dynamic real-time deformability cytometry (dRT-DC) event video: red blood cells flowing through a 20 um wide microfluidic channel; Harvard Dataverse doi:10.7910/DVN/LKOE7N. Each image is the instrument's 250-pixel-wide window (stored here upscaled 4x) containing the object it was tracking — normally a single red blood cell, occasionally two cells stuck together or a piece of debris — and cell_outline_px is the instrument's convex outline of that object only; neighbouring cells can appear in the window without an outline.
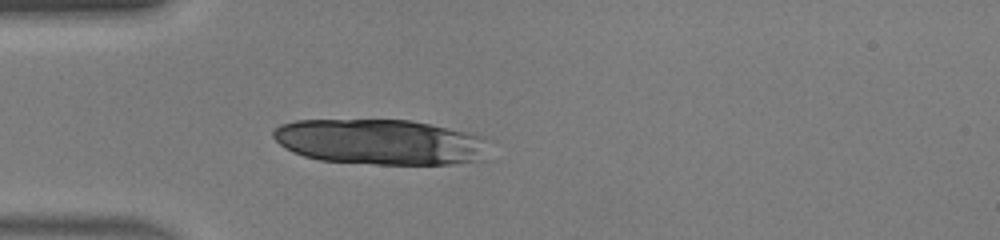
{"species": "human", "species_latin": "Homo sapiens", "temperature_condition": "warm", "stored_images_in_passage": 45, "camera_frame_rate_fps": 3000, "um_per_image_px": 0.085, "donor": {"sex": "male"}, "frame": {"image": 1, "passage_image": 13, "time_ms": 4.0, "image_size_px": [1000, 240], "cell_outline_px": [[484, 140], [480, 160], [452, 164], [376, 164], [320, 160], [304, 156], [292, 152], [284, 148], [272, 136], [272, 132], [280, 124], [296, 120], [408, 120], [472, 132], [484, 136]], "centroid_in_image_um": [32.25, 12.06], "position_along_channel_um": 52.8, "area_um2": 56.82}}
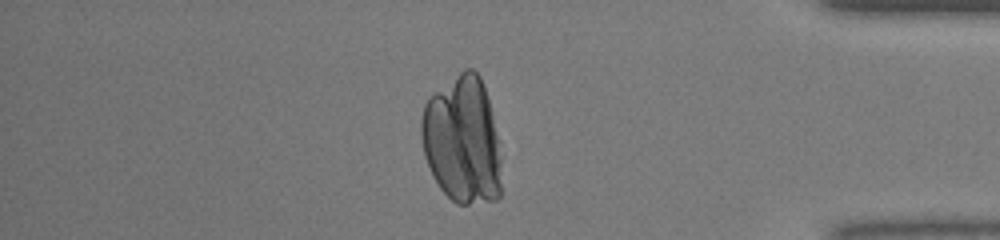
{"frame": {"image": 2, "passage_image": 39, "time_ms": 12.667, "image_size_px": [1000, 240], "cell_outline_px": [[500, 196], [496, 200], [468, 204], [456, 204], [440, 188], [432, 176], [424, 156], [420, 136], [420, 120], [424, 104], [428, 96], [464, 68], [472, 68], [480, 76], [488, 100], [496, 136], [500, 160]], "centroid_in_image_um": [39.24, 11.91], "position_along_channel_um": 396.0, "area_um2": 59.53}}